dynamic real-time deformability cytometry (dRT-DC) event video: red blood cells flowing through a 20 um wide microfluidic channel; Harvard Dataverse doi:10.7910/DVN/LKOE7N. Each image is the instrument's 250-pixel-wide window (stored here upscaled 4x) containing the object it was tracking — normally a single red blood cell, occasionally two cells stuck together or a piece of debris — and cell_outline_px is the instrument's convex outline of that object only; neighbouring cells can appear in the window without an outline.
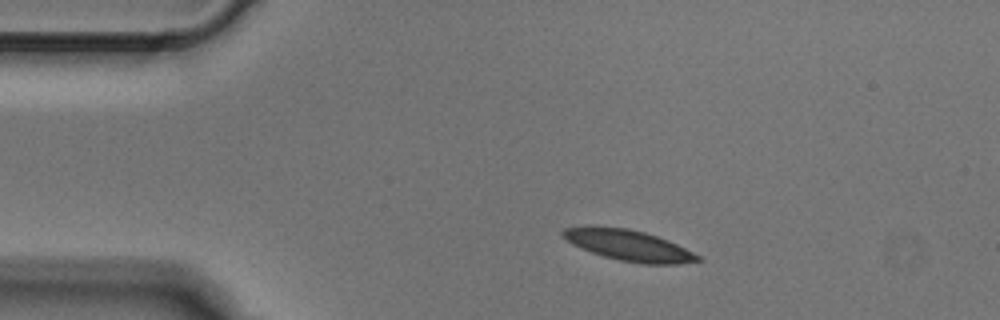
{"species": "Egyptian fruit bat (a non-hibernating species)", "species_latin": "Rousettus aegyptiacus", "temperature_condition": "cold", "stored_images_in_passage": 3, "camera_frame_rate_fps": 3000, "um_per_image_px": 0.085, "animal": {"sex": "male"}, "frame": {"image": 1, "passage_image": 1, "time_ms": 0.0, "image_size_px": [1000, 320], "cell_outline_px": [[704, 260], [680, 264], [644, 264], [620, 260], [604, 256], [592, 252], [572, 244], [560, 236], [560, 232], [564, 228], [628, 228], [644, 232], [668, 240], [700, 256]], "centroid_in_image_um": [53.48, 20.88], "position_along_channel_um": 31.5, "area_um2": 23.64}}